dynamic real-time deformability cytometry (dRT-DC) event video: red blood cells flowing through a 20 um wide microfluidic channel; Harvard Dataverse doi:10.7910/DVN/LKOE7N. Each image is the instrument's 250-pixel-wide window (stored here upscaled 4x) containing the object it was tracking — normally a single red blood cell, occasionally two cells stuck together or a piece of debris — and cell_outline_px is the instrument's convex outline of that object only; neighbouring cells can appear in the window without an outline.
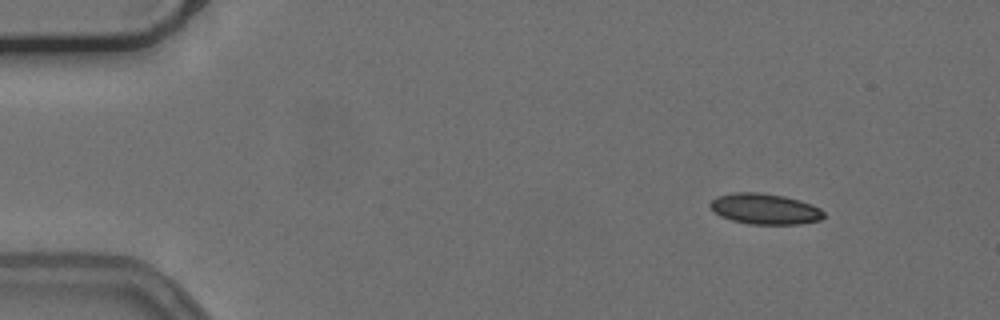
{"species": "common noctule bat (a hibernating species)", "species_latin": "Nyctalus noctula", "temperature_condition": "cold", "stored_images_in_passage": 9, "camera_frame_rate_fps": 3000, "um_per_image_px": 0.085, "animal": {"sex": "female", "body_mass_g": 24.6, "forearm_length_mm": 56.2}, "frame": {"image": 1, "passage_image": 1, "time_ms": 0.0, "image_size_px": [1000, 320], "cell_outline_px": [[824, 216], [820, 220], [800, 224], [748, 224], [732, 220], [720, 216], [708, 204], [716, 196], [732, 192], [760, 192], [784, 196], [800, 200], [812, 204], [820, 208], [824, 212]], "centroid_in_image_um": [65.02, 17.75], "position_along_channel_um": 20.0, "area_um2": 20.46}}